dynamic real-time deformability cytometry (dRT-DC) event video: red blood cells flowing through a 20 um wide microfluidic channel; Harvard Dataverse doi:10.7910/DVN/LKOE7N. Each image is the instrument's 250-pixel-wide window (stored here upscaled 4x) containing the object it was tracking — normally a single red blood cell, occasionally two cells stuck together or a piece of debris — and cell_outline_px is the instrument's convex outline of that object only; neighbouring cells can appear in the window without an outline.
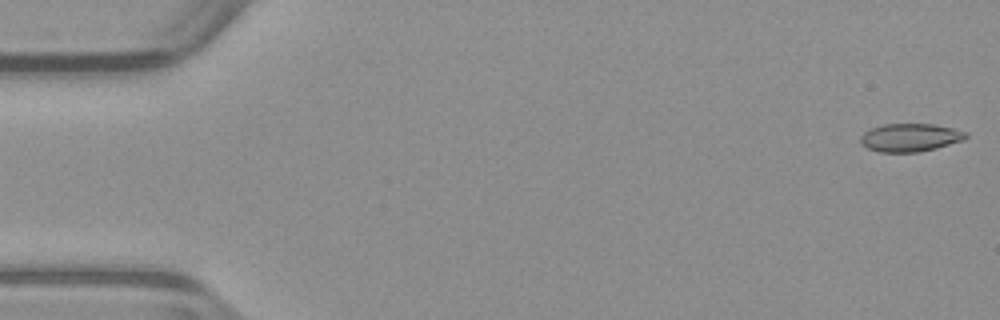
{"species": "common noctule bat (a hibernating species)", "species_latin": "Nyctalus noctula", "temperature_condition": "warm", "stored_images_in_passage": 8, "camera_frame_rate_fps": 3000, "um_per_image_px": 0.085, "animal": {"sex": "male", "body_mass_g": 23.1, "forearm_length_mm": 52.7}, "frame": {"image": 1, "passage_image": 1, "time_ms": 0.0, "image_size_px": [1000, 320], "cell_outline_px": [[968, 136], [964, 140], [936, 148], [916, 152], [880, 152], [868, 148], [860, 144], [860, 136], [864, 132], [872, 128], [884, 124], [932, 124], [952, 128], [968, 132]], "centroid_in_image_um": [77.36, 11.69], "position_along_channel_um": 7.6, "area_um2": 17.22}}